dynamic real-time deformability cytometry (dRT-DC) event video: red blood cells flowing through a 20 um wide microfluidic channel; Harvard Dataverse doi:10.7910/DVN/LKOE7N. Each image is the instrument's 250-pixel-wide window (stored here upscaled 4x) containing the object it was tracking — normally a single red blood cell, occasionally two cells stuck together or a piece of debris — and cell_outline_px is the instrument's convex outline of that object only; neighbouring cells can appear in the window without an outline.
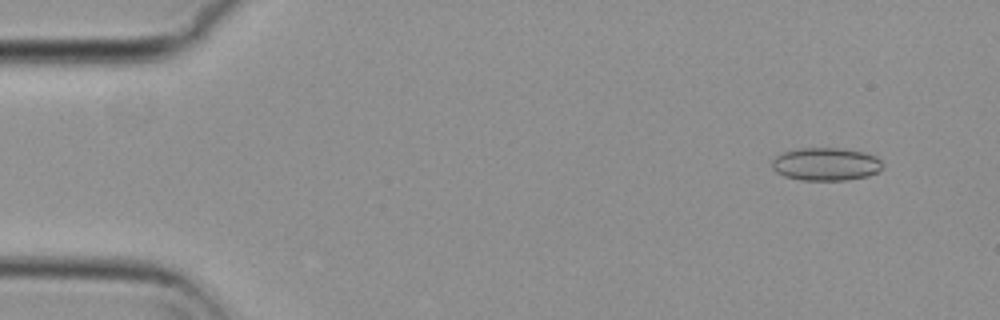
{"species": "common noctule bat (a hibernating species)", "species_latin": "Nyctalus noctula", "temperature_condition": "cold", "stored_images_in_passage": 44, "camera_frame_rate_fps": 3000, "um_per_image_px": 0.085, "animal": {"sex": "female", "body_mass_g": 29.2, "forearm_length_mm": 56.3}, "frame": {"image": 1, "passage_image": 5, "time_ms": 1.333, "image_size_px": [1000, 320], "cell_outline_px": [[884, 168], [868, 176], [848, 180], [800, 180], [784, 176], [776, 172], [772, 168], [772, 160], [776, 156], [784, 152], [796, 148], [840, 148], [864, 152], [876, 156], [880, 160]], "centroid_in_image_um": [70.2, 13.95], "position_along_channel_um": 14.8, "area_um2": 21.39}}
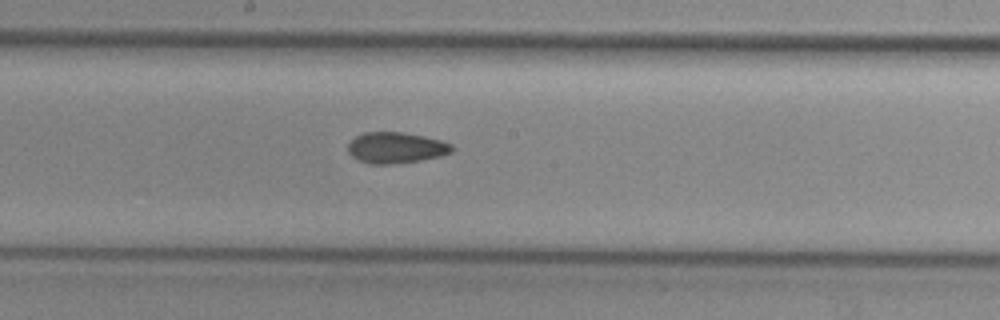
{"frame": {"image": 2, "passage_image": 30, "time_ms": 9.667, "image_size_px": [1000, 320], "cell_outline_px": [[452, 152], [440, 156], [420, 160], [392, 164], [368, 164], [352, 156], [348, 152], [348, 144], [356, 136], [364, 132], [404, 132], [424, 136], [440, 140], [452, 144]], "centroid_in_image_um": [33.65, 12.55], "position_along_channel_um": 214.6, "area_um2": 18.73}}
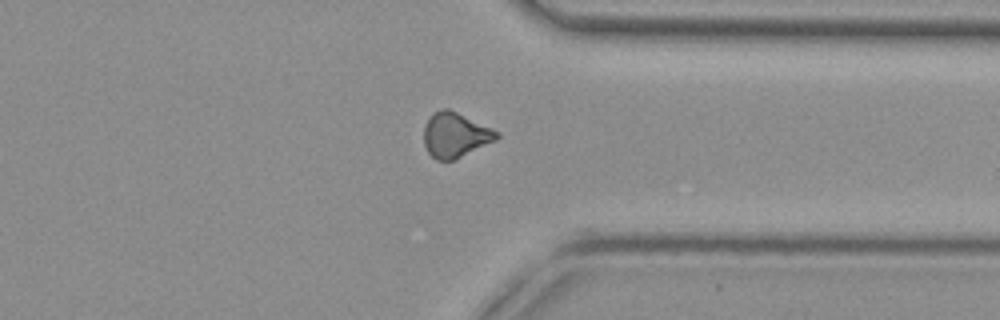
{"frame": {"image": 3, "passage_image": 43, "time_ms": 14.0, "image_size_px": [1000, 320], "cell_outline_px": [[500, 136], [496, 140], [456, 160], [436, 160], [428, 152], [424, 144], [424, 124], [432, 112], [440, 108], [448, 108], [492, 128], [500, 132]], "centroid_in_image_um": [38.69, 11.47], "position_along_channel_um": 372.7, "area_um2": 19.31}, "authors_computed_cell_mechanics": {"area_um2": 19.4208, "velocity_mm_per_s": 3.7141, "shape_relaxation_time_tau1_ms": null, "shape_relaxation_time_tau2_ms": 5.2031, "deformation_change_tau1": null, "deformation_change_tau2": 0.1087}}